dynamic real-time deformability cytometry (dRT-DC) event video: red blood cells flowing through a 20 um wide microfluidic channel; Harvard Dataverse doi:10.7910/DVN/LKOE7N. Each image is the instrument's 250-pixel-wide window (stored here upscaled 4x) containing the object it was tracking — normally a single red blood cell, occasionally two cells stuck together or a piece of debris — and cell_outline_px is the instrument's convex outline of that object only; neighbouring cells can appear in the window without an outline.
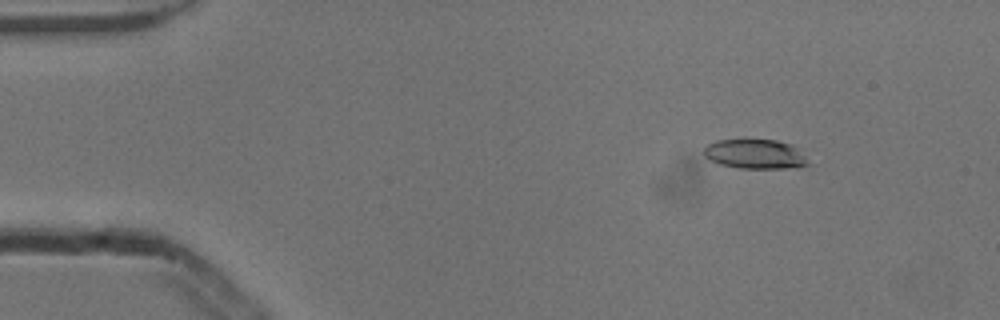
{"species": "common noctule bat (a hibernating species)", "species_latin": "Nyctalus noctula", "temperature_condition": "cold", "stored_images_in_passage": 52, "camera_frame_rate_fps": 3000, "um_per_image_px": 0.085, "animal": {"sex": "male", "body_mass_g": 13.3}, "frame": {"image": 1, "passage_image": 6, "time_ms": 1.667, "image_size_px": [1000, 320], "cell_outline_px": [[808, 164], [784, 168], [740, 168], [720, 164], [704, 156], [704, 148], [708, 144], [716, 140], [744, 136], [776, 140], [792, 144], [804, 156]], "centroid_in_image_um": [64.1, 13.02], "position_along_channel_um": 20.9, "area_um2": 18.38}}
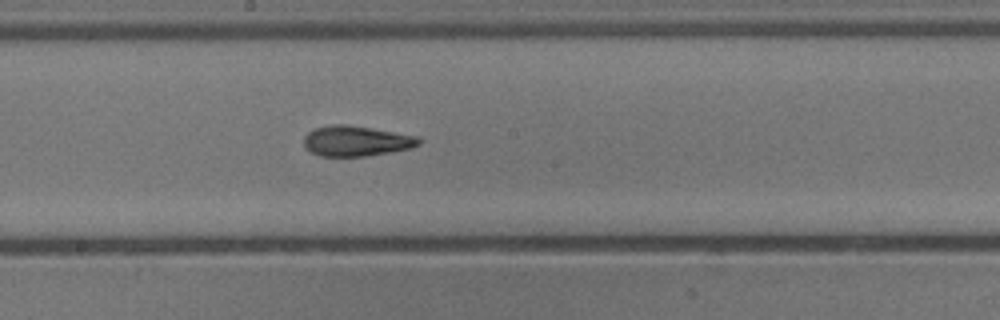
{"frame": {"image": 2, "passage_image": 28, "time_ms": 9.0, "image_size_px": [1000, 320], "cell_outline_px": [[424, 140], [420, 144], [412, 148], [368, 156], [320, 156], [304, 148], [304, 136], [308, 132], [316, 128], [332, 124], [344, 124], [372, 128], [416, 136]], "centroid_in_image_um": [30.29, 11.99], "position_along_channel_um": 217.9, "area_um2": 20.4}}
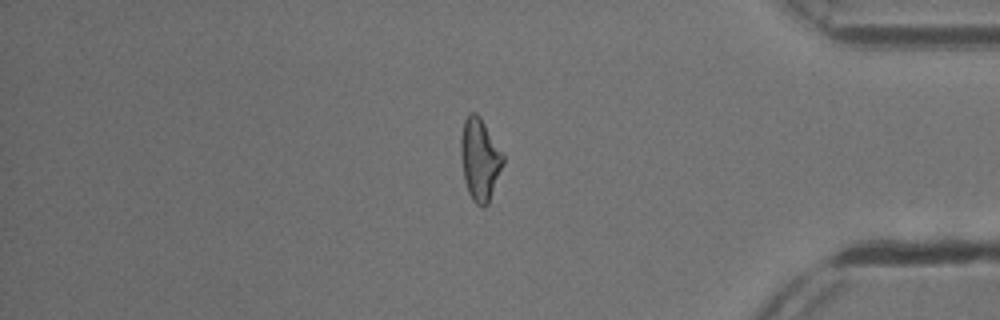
{"frame": {"image": 3, "passage_image": 44, "time_ms": 14.333, "image_size_px": [1000, 320], "cell_outline_px": [[504, 164], [488, 204], [484, 208], [480, 208], [472, 200], [468, 192], [464, 180], [460, 156], [460, 136], [464, 120], [472, 112], [476, 112], [480, 116], [504, 152]], "centroid_in_image_um": [40.79, 13.55], "position_along_channel_um": 394.4, "area_um2": 20.75}, "authors_computed_cell_mechanics": {"area_um2": 19.8832, "velocity_mm_per_s": 3.8692, "shape_relaxation_time_tau1_ms": 4.857, "shape_relaxation_time_tau2_ms": 3.0662, "deformation_change_tau1": 0.1781, "deformation_change_tau2": 0.1213}}